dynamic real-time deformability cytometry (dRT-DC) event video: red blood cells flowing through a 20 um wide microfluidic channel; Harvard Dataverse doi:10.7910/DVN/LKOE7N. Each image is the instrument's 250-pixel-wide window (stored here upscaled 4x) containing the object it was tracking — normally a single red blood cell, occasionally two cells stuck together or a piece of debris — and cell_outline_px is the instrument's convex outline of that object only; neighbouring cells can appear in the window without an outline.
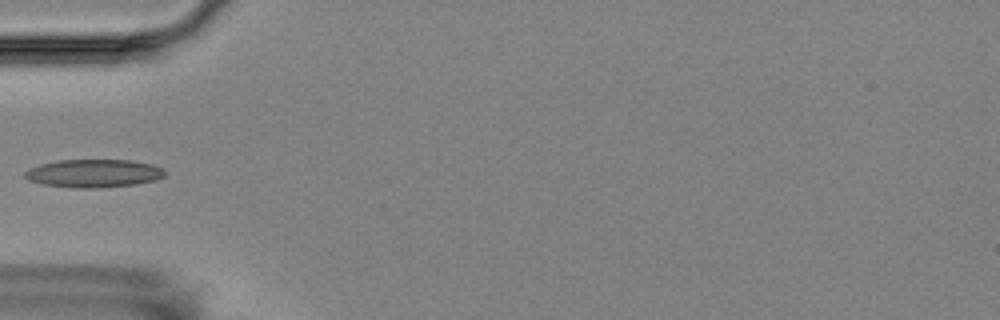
{"species": "Egyptian fruit bat (a non-hibernating species)", "species_latin": "Rousettus aegyptiacus", "temperature_condition": "room temperature", "stored_images_in_passage": 1, "camera_frame_rate_fps": 3000, "um_per_image_px": 0.085, "animal": {"sex": "female"}, "frame": {"image": 1, "passage_image": 1, "time_ms": 0.0, "image_size_px": [1000, 320], "cell_outline_px": [[164, 176], [156, 180], [136, 184], [96, 188], [72, 188], [44, 184], [28, 180], [24, 176], [24, 172], [28, 168], [40, 164], [56, 160], [132, 160], [152, 164], [164, 168]], "centroid_in_image_um": [7.95, 14.73], "position_along_channel_um": 77.0, "area_um2": 23.06}}